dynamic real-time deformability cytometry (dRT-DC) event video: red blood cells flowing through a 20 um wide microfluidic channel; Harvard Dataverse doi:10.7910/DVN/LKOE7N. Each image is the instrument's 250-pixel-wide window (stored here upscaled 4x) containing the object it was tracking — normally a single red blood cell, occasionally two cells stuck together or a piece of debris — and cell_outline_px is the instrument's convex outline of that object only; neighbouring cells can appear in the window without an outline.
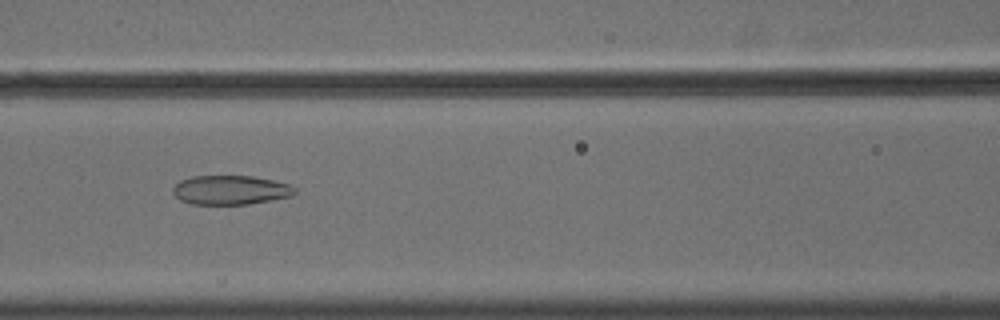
{"species": "common noctule bat (a hibernating species)", "species_latin": "Nyctalus noctula", "temperature_condition": "cold", "stored_images_in_passage": 55, "camera_frame_rate_fps": 3000, "um_per_image_px": 0.085, "animal": {"sex": "male", "body_mass_g": 18.8}, "frame": {"image": 1, "passage_image": 25, "time_ms": 8.0, "image_size_px": [1000, 320], "cell_outline_px": [[296, 192], [292, 196], [248, 204], [192, 204], [180, 200], [172, 192], [172, 188], [180, 180], [192, 176], [252, 176], [272, 180], [288, 184], [296, 188]], "centroid_in_image_um": [19.58, 16.15], "position_along_channel_um": 147.0, "area_um2": 20.69}}
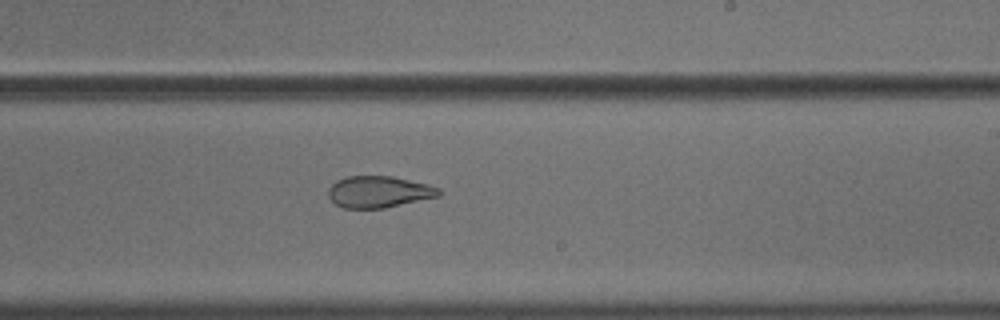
{"frame": {"image": 2, "passage_image": 34, "time_ms": 11.0, "image_size_px": [1000, 320], "cell_outline_px": [[444, 192], [440, 196], [384, 208], [344, 208], [336, 204], [328, 196], [328, 188], [336, 180], [348, 176], [392, 176], [428, 184], [440, 188]], "centroid_in_image_um": [32.23, 16.3], "position_along_channel_um": 256.8, "area_um2": 20.46}}
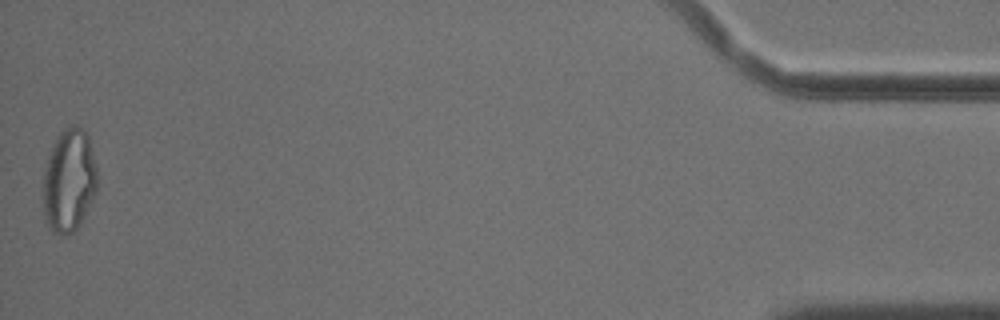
{"frame": {"image": 3, "passage_image": 55, "time_ms": 18.0, "image_size_px": [1000, 320], "cell_outline_px": [[96, 192], [80, 224], [72, 232], [64, 236], [52, 232], [48, 228], [44, 212], [44, 168], [48, 156], [56, 136], [68, 124], [76, 124], [84, 128], [88, 136], [96, 164]], "centroid_in_image_um": [5.86, 15.31], "position_along_channel_um": 429.3, "area_um2": 32.71}, "authors_computed_cell_mechanics": {"area_um2": 27.744, "velocity_mm_per_s": 3.6654, "shape_relaxation_time_tau1_ms": null, "shape_relaxation_time_tau2_ms": 2.4196, "deformation_change_tau1": null, "deformation_change_tau2": 0.0886}}